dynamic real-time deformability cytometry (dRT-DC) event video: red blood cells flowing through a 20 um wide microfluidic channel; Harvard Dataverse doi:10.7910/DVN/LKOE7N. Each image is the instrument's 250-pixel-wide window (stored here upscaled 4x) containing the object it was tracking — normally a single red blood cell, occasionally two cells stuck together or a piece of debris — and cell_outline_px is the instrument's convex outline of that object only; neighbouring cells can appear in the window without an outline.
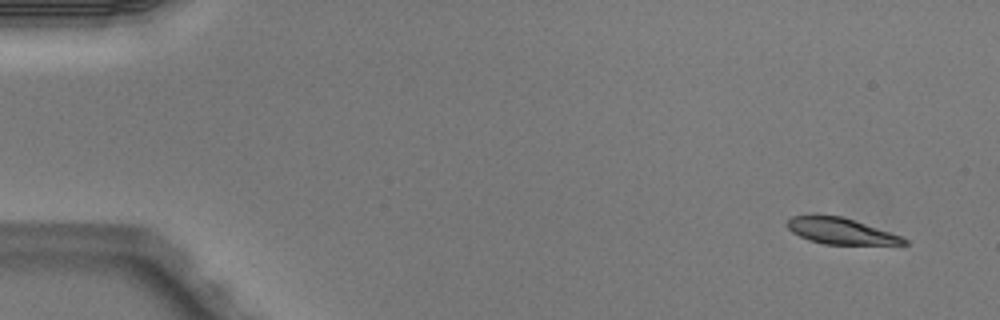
{"species": "Egyptian fruit bat (a non-hibernating species)", "species_latin": "Rousettus aegyptiacus", "temperature_condition": "warm", "stored_images_in_passage": 4, "camera_frame_rate_fps": 3000, "um_per_image_px": 0.085, "animal": {"sex": "male"}, "frame": {"image": 1, "passage_image": 1, "time_ms": 0.0, "image_size_px": [1000, 320], "cell_outline_px": [[908, 244], [824, 244], [808, 240], [792, 232], [784, 224], [792, 216], [816, 212], [844, 216], [904, 236], [908, 240]], "centroid_in_image_um": [71.43, 19.58], "position_along_channel_um": 13.6, "area_um2": 18.55}}
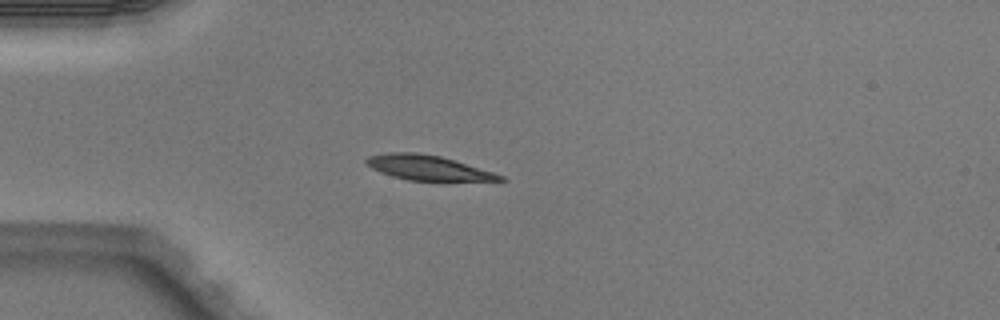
{"frame": {"image": 2, "passage_image": 4, "time_ms": 1.0, "image_size_px": [1000, 320], "cell_outline_px": [[508, 180], [408, 180], [392, 176], [380, 172], [372, 168], [364, 160], [368, 156], [388, 152], [416, 152], [440, 156], [492, 172], [504, 176]], "centroid_in_image_um": [36.3, 14.24], "position_along_channel_um": 48.7, "area_um2": 18.9}}